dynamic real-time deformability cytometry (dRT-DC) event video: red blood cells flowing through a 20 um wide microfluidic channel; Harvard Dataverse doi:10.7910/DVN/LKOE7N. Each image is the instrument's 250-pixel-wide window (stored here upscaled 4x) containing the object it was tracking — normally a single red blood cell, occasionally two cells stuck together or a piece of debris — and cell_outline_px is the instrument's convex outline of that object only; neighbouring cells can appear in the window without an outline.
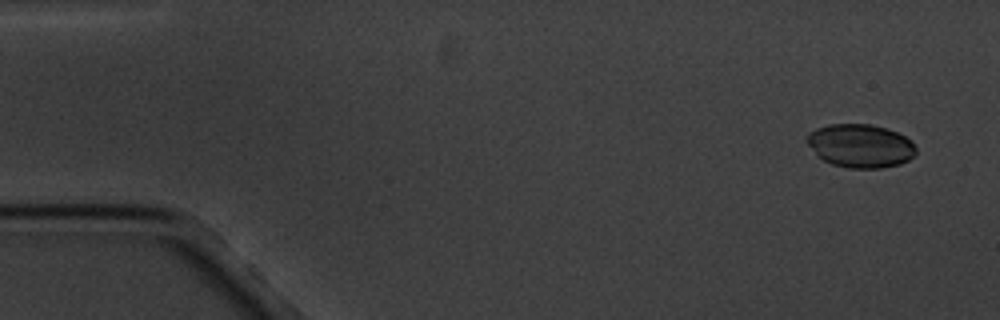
{"species": "common noctule bat (a hibernating species)", "species_latin": "Nyctalus noctula", "temperature_condition": "cold", "stored_images_in_passage": 5, "camera_frame_rate_fps": 3000, "um_per_image_px": 0.085, "animal": {"sex": "male", "body_mass_g": 20.1, "forearm_length_mm": 53.5}, "frame": {"image": 1, "passage_image": 1, "time_ms": 0.0, "image_size_px": [1000, 320], "cell_outline_px": [[916, 152], [908, 160], [900, 164], [880, 168], [848, 168], [832, 164], [816, 156], [804, 140], [808, 132], [816, 128], [828, 124], [872, 124], [888, 128], [912, 140], [916, 148]], "centroid_in_image_um": [73.1, 12.38], "position_along_channel_um": 11.9, "area_um2": 27.98}}
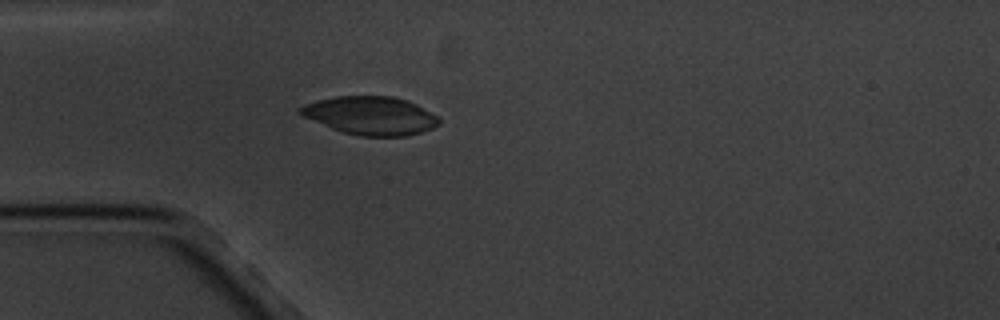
{"frame": {"image": 2, "passage_image": 5, "time_ms": 4.333, "image_size_px": [1000, 320], "cell_outline_px": [[440, 124], [432, 128], [420, 132], [404, 136], [360, 136], [344, 132], [332, 128], [304, 116], [296, 112], [296, 108], [304, 104], [316, 100], [336, 96], [392, 96], [408, 100], [416, 104], [436, 116], [440, 120]], "centroid_in_image_um": [31.47, 9.81], "position_along_channel_um": 53.5, "area_um2": 30.81}}